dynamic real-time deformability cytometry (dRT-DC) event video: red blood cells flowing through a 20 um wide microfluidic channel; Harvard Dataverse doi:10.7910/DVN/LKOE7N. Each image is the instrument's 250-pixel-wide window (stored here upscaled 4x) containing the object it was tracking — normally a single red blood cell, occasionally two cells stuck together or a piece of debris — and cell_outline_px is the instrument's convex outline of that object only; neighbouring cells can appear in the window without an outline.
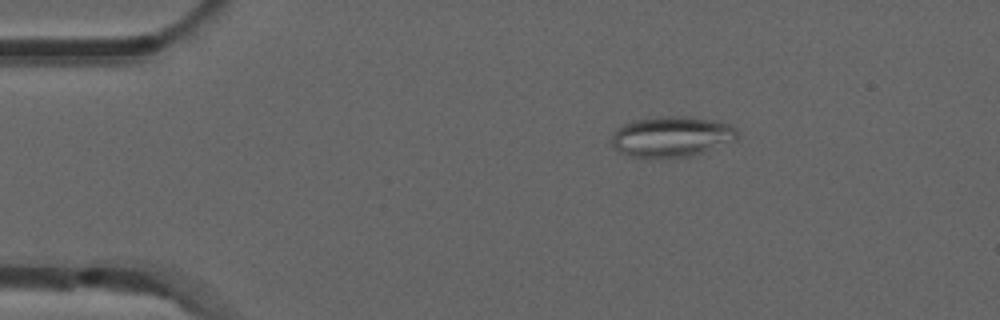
{"species": "common noctule bat (a hibernating species)", "species_latin": "Nyctalus noctula", "temperature_condition": "room temperature", "stored_images_in_passage": 8, "camera_frame_rate_fps": 3000, "um_per_image_px": 0.085, "animal": {"sex": "male", "forearm_length_mm": 52.5}, "frame": {"image": 1, "passage_image": 1, "time_ms": 0.0, "image_size_px": [1000, 320], "cell_outline_px": [[736, 140], [688, 156], [660, 160], [648, 160], [628, 156], [620, 152], [612, 144], [612, 136], [616, 128], [620, 124], [632, 120], [660, 116], [688, 116], [716, 120], [728, 124], [736, 128]], "centroid_in_image_um": [57.0, 11.63], "position_along_channel_um": 28.0, "area_um2": 30.35}}
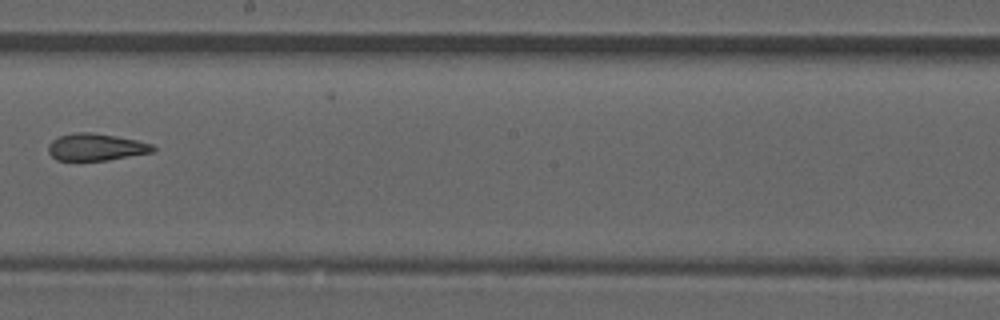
{"frame": {"image": 2, "passage_image": 7, "time_ms": 2.0, "image_size_px": [1000, 320], "cell_outline_px": [[156, 148], [152, 152], [108, 160], [56, 160], [48, 152], [48, 144], [52, 140], [60, 136], [76, 132], [92, 132], [116, 136], [136, 140], [152, 144]], "centroid_in_image_um": [8.14, 12.5], "position_along_channel_um": 240.1, "area_um2": 16.42}}
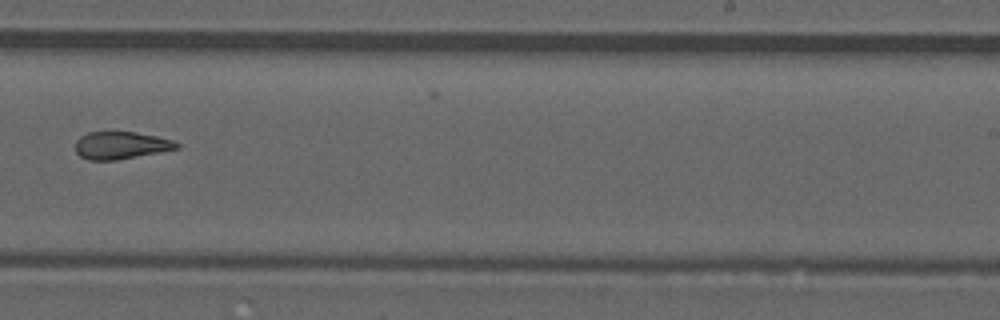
{"frame": {"image": 3, "passage_image": 8, "time_ms": 2.333, "image_size_px": [1000, 320], "cell_outline_px": [[180, 148], [116, 160], [88, 160], [80, 156], [76, 152], [76, 140], [80, 136], [88, 132], [136, 132], [156, 136], [172, 140], [180, 144]], "centroid_in_image_um": [10.26, 12.35], "position_along_channel_um": 278.7, "area_um2": 16.13}}